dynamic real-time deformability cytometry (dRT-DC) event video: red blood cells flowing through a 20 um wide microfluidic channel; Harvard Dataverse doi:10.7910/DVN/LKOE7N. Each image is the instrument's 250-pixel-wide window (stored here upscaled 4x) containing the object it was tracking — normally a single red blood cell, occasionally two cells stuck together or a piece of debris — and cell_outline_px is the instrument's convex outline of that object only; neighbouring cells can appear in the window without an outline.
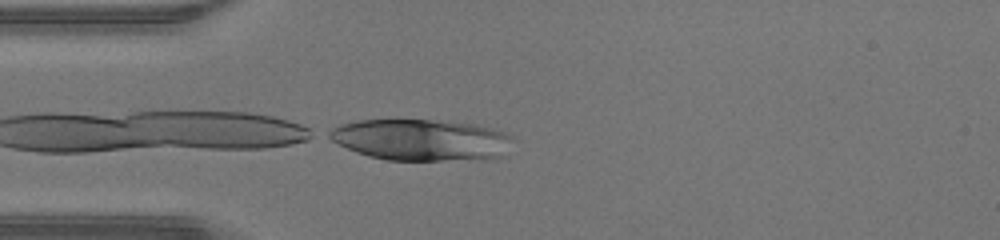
{"species": "human", "species_latin": "Homo sapiens", "temperature_condition": "warm", "stored_images_in_passage": 12, "camera_frame_rate_fps": 3000, "um_per_image_px": 0.085, "donor": {"sex": "male"}, "frame": {"image": 1, "passage_image": 12, "time_ms": 3.667, "image_size_px": [1000, 240], "cell_outline_px": [[512, 140], [508, 156], [440, 160], [388, 160], [368, 156], [356, 152], [324, 136], [324, 132], [340, 124], [356, 120], [448, 120], [476, 124], [492, 128], [504, 132], [512, 136]], "centroid_in_image_um": [35.78, 11.87], "position_along_channel_um": 49.2, "area_um2": 44.56}}